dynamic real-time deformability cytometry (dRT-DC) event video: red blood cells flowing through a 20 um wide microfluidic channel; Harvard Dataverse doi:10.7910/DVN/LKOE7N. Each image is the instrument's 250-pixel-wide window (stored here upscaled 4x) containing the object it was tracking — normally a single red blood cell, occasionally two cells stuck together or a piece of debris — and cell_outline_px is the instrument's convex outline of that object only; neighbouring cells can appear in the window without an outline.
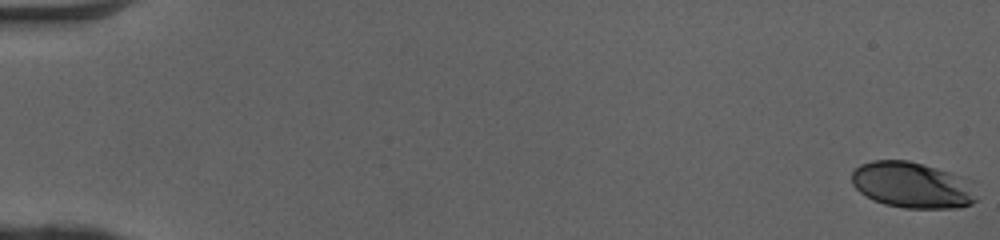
{"species": "human", "species_latin": "Homo sapiens", "temperature_condition": "cold", "stored_images_in_passage": 51, "camera_frame_rate_fps": 3000, "um_per_image_px": 0.085, "donor": {"sex": "female"}, "frame": {"image": 1, "passage_image": 1, "time_ms": 0.0, "image_size_px": [1000, 240], "cell_outline_px": [[976, 200], [972, 204], [952, 208], [904, 208], [884, 204], [872, 200], [860, 192], [852, 184], [852, 172], [860, 164], [872, 160], [908, 160], [952, 172], [976, 180]], "centroid_in_image_um": [77.61, 15.72], "position_along_channel_um": 7.4, "area_um2": 34.22}}
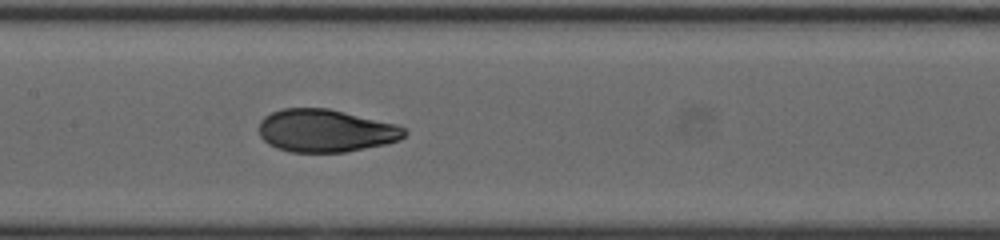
{"frame": {"image": 2, "passage_image": 27, "time_ms": 8.667, "image_size_px": [1000, 240], "cell_outline_px": [[408, 132], [400, 140], [384, 144], [344, 152], [292, 152], [276, 148], [268, 144], [260, 136], [260, 120], [264, 116], [272, 112], [284, 108], [328, 108], [396, 124], [404, 128]], "centroid_in_image_um": [27.67, 11.11], "position_along_channel_um": 179.7, "area_um2": 36.13}}
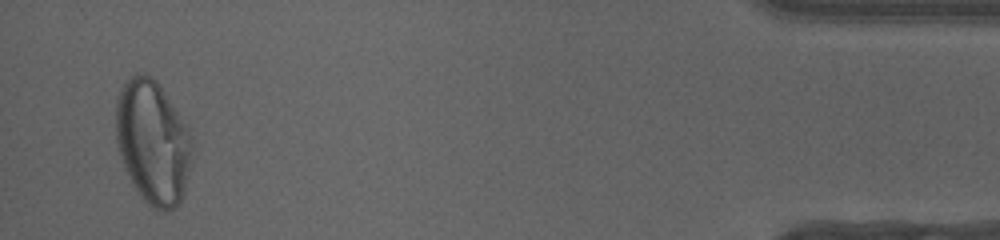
{"frame": {"image": 3, "passage_image": 50, "time_ms": 16.333, "image_size_px": [1000, 240], "cell_outline_px": [[192, 160], [184, 192], [176, 208], [168, 212], [164, 212], [152, 208], [140, 196], [132, 184], [120, 156], [116, 144], [116, 96], [124, 80], [128, 76], [136, 72], [140, 72], [152, 76], [160, 84], [184, 124], [188, 132], [192, 144]], "centroid_in_image_um": [12.96, 12.07], "position_along_channel_um": 422.2, "area_um2": 55.31}, "authors_computed_cell_mechanics": {"area_um2": 36.414, "velocity_mm_per_s": 4.0889, "shape_relaxation_time_tau1_ms": 8.258, "shape_relaxation_time_tau2_ms": 0.697, "deformation_change_tau1": 0.2684, "deformation_change_tau2": 0.0509}}